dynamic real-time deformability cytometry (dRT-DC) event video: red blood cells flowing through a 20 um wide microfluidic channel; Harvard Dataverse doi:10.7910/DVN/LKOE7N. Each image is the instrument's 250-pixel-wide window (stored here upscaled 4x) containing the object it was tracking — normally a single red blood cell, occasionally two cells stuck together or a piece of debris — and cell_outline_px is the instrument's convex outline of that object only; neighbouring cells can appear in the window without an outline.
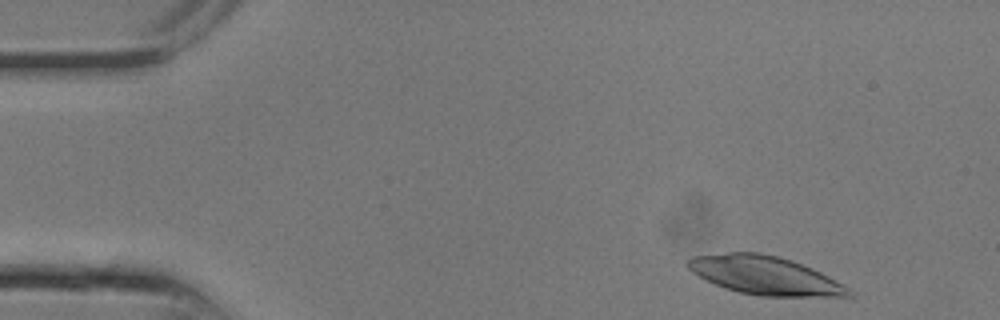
{"species": "common noctule bat (a hibernating species)", "species_latin": "Nyctalus noctula", "temperature_condition": "room temperature", "stored_images_in_passage": 7, "camera_frame_rate_fps": 3000, "um_per_image_px": 0.085, "animal": {"sex": "male", "body_mass_g": 13.3}, "frame": {"image": 1, "passage_image": 1, "time_ms": 0.0, "image_size_px": [1000, 320], "cell_outline_px": [[852, 296], [760, 296], [740, 292], [724, 288], [692, 272], [688, 268], [688, 260], [692, 256], [728, 252], [760, 252], [792, 260], [812, 268], [828, 276], [848, 288], [852, 292]], "centroid_in_image_um": [65.0, 23.4], "position_along_channel_um": 20.0, "area_um2": 35.6}}